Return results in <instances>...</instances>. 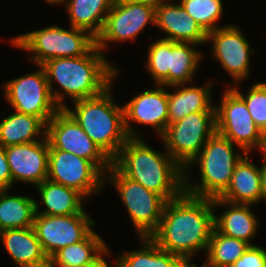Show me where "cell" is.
Returning <instances> with one entry per match:
<instances>
[{"instance_id":"cell-30","label":"cell","mask_w":266,"mask_h":267,"mask_svg":"<svg viewBox=\"0 0 266 267\" xmlns=\"http://www.w3.org/2000/svg\"><path fill=\"white\" fill-rule=\"evenodd\" d=\"M249 246L247 242L228 237L214 228L206 252V261L200 267H230Z\"/></svg>"},{"instance_id":"cell-22","label":"cell","mask_w":266,"mask_h":267,"mask_svg":"<svg viewBox=\"0 0 266 267\" xmlns=\"http://www.w3.org/2000/svg\"><path fill=\"white\" fill-rule=\"evenodd\" d=\"M189 85L181 84L167 87L174 91L168 92V125L193 112L215 111V105L212 103V92H214L215 84L208 81L204 84L205 86L201 87L192 86V83Z\"/></svg>"},{"instance_id":"cell-12","label":"cell","mask_w":266,"mask_h":267,"mask_svg":"<svg viewBox=\"0 0 266 267\" xmlns=\"http://www.w3.org/2000/svg\"><path fill=\"white\" fill-rule=\"evenodd\" d=\"M242 30L238 25L227 24L207 34V43L212 44L210 56H213L220 67L230 75V78H233L231 85L229 82L226 83L229 87L246 81L251 73V57L255 50L251 48Z\"/></svg>"},{"instance_id":"cell-27","label":"cell","mask_w":266,"mask_h":267,"mask_svg":"<svg viewBox=\"0 0 266 267\" xmlns=\"http://www.w3.org/2000/svg\"><path fill=\"white\" fill-rule=\"evenodd\" d=\"M107 248L103 237L92 230L82 241L57 251L49 259V267H81L95 261Z\"/></svg>"},{"instance_id":"cell-11","label":"cell","mask_w":266,"mask_h":267,"mask_svg":"<svg viewBox=\"0 0 266 267\" xmlns=\"http://www.w3.org/2000/svg\"><path fill=\"white\" fill-rule=\"evenodd\" d=\"M49 150H62L91 161L104 175L112 160L86 135L65 110L60 109L46 124Z\"/></svg>"},{"instance_id":"cell-19","label":"cell","mask_w":266,"mask_h":267,"mask_svg":"<svg viewBox=\"0 0 266 267\" xmlns=\"http://www.w3.org/2000/svg\"><path fill=\"white\" fill-rule=\"evenodd\" d=\"M226 206V207H225ZM251 204H234L224 201L220 198H213L214 209L224 207L222 213L218 216L214 215V228L232 238L247 242L250 246L254 237L259 230V218L251 210ZM251 207V208H250Z\"/></svg>"},{"instance_id":"cell-15","label":"cell","mask_w":266,"mask_h":267,"mask_svg":"<svg viewBox=\"0 0 266 267\" xmlns=\"http://www.w3.org/2000/svg\"><path fill=\"white\" fill-rule=\"evenodd\" d=\"M96 226L84 209L81 213L51 216L35 213L33 229L42 249L50 259L57 251L82 241Z\"/></svg>"},{"instance_id":"cell-24","label":"cell","mask_w":266,"mask_h":267,"mask_svg":"<svg viewBox=\"0 0 266 267\" xmlns=\"http://www.w3.org/2000/svg\"><path fill=\"white\" fill-rule=\"evenodd\" d=\"M45 137L46 124L39 117L14 111L0 120L1 147L31 143Z\"/></svg>"},{"instance_id":"cell-40","label":"cell","mask_w":266,"mask_h":267,"mask_svg":"<svg viewBox=\"0 0 266 267\" xmlns=\"http://www.w3.org/2000/svg\"><path fill=\"white\" fill-rule=\"evenodd\" d=\"M44 2H46L47 4H49V5H57V4H64L65 2H66V0H44Z\"/></svg>"},{"instance_id":"cell-38","label":"cell","mask_w":266,"mask_h":267,"mask_svg":"<svg viewBox=\"0 0 266 267\" xmlns=\"http://www.w3.org/2000/svg\"><path fill=\"white\" fill-rule=\"evenodd\" d=\"M163 0H114L116 3H145L157 6Z\"/></svg>"},{"instance_id":"cell-7","label":"cell","mask_w":266,"mask_h":267,"mask_svg":"<svg viewBox=\"0 0 266 267\" xmlns=\"http://www.w3.org/2000/svg\"><path fill=\"white\" fill-rule=\"evenodd\" d=\"M112 184L128 212L136 235L150 237L158 228L166 201L140 183L124 176L113 164L105 173V184Z\"/></svg>"},{"instance_id":"cell-26","label":"cell","mask_w":266,"mask_h":267,"mask_svg":"<svg viewBox=\"0 0 266 267\" xmlns=\"http://www.w3.org/2000/svg\"><path fill=\"white\" fill-rule=\"evenodd\" d=\"M139 250L118 253V267H192L183 258L158 247L149 237L139 238Z\"/></svg>"},{"instance_id":"cell-25","label":"cell","mask_w":266,"mask_h":267,"mask_svg":"<svg viewBox=\"0 0 266 267\" xmlns=\"http://www.w3.org/2000/svg\"><path fill=\"white\" fill-rule=\"evenodd\" d=\"M113 3L114 0H66L63 6L71 27L88 31L96 38Z\"/></svg>"},{"instance_id":"cell-21","label":"cell","mask_w":266,"mask_h":267,"mask_svg":"<svg viewBox=\"0 0 266 267\" xmlns=\"http://www.w3.org/2000/svg\"><path fill=\"white\" fill-rule=\"evenodd\" d=\"M249 157L246 153L236 164L229 186L218 198L234 204L256 205L264 201L260 166Z\"/></svg>"},{"instance_id":"cell-37","label":"cell","mask_w":266,"mask_h":267,"mask_svg":"<svg viewBox=\"0 0 266 267\" xmlns=\"http://www.w3.org/2000/svg\"><path fill=\"white\" fill-rule=\"evenodd\" d=\"M260 175H261V184H262V192L263 199L266 201V162H261L260 164Z\"/></svg>"},{"instance_id":"cell-3","label":"cell","mask_w":266,"mask_h":267,"mask_svg":"<svg viewBox=\"0 0 266 267\" xmlns=\"http://www.w3.org/2000/svg\"><path fill=\"white\" fill-rule=\"evenodd\" d=\"M112 164L166 202L184 192V169L166 150L164 153L155 150L143 137L129 138Z\"/></svg>"},{"instance_id":"cell-1","label":"cell","mask_w":266,"mask_h":267,"mask_svg":"<svg viewBox=\"0 0 266 267\" xmlns=\"http://www.w3.org/2000/svg\"><path fill=\"white\" fill-rule=\"evenodd\" d=\"M215 214L213 199L183 192L165 203L160 224L149 238L196 267L193 258L199 251L207 252Z\"/></svg>"},{"instance_id":"cell-9","label":"cell","mask_w":266,"mask_h":267,"mask_svg":"<svg viewBox=\"0 0 266 267\" xmlns=\"http://www.w3.org/2000/svg\"><path fill=\"white\" fill-rule=\"evenodd\" d=\"M19 76L2 84L4 99L12 111L39 117L47 124L60 110L54 102L44 68Z\"/></svg>"},{"instance_id":"cell-17","label":"cell","mask_w":266,"mask_h":267,"mask_svg":"<svg viewBox=\"0 0 266 267\" xmlns=\"http://www.w3.org/2000/svg\"><path fill=\"white\" fill-rule=\"evenodd\" d=\"M5 151L13 185L22 182L36 187L47 179L49 142L46 137L31 143L7 146Z\"/></svg>"},{"instance_id":"cell-5","label":"cell","mask_w":266,"mask_h":267,"mask_svg":"<svg viewBox=\"0 0 266 267\" xmlns=\"http://www.w3.org/2000/svg\"><path fill=\"white\" fill-rule=\"evenodd\" d=\"M235 149V144L217 132L210 137L200 153L184 169V192L196 197H219L229 186L236 164L246 154L244 150L234 152ZM194 166H198L200 172L196 183L190 175Z\"/></svg>"},{"instance_id":"cell-39","label":"cell","mask_w":266,"mask_h":267,"mask_svg":"<svg viewBox=\"0 0 266 267\" xmlns=\"http://www.w3.org/2000/svg\"><path fill=\"white\" fill-rule=\"evenodd\" d=\"M260 153H261V156H262V161L263 162H266V139H262V144H261V147L260 149L258 150Z\"/></svg>"},{"instance_id":"cell-29","label":"cell","mask_w":266,"mask_h":267,"mask_svg":"<svg viewBox=\"0 0 266 267\" xmlns=\"http://www.w3.org/2000/svg\"><path fill=\"white\" fill-rule=\"evenodd\" d=\"M9 192L10 189L0 191V232L33 227L36 200L29 195H11Z\"/></svg>"},{"instance_id":"cell-16","label":"cell","mask_w":266,"mask_h":267,"mask_svg":"<svg viewBox=\"0 0 266 267\" xmlns=\"http://www.w3.org/2000/svg\"><path fill=\"white\" fill-rule=\"evenodd\" d=\"M166 89V86L156 84L154 89L139 92L123 106L125 129L129 138H141L142 135L133 128L132 122L154 128L159 137L164 134L169 111Z\"/></svg>"},{"instance_id":"cell-20","label":"cell","mask_w":266,"mask_h":267,"mask_svg":"<svg viewBox=\"0 0 266 267\" xmlns=\"http://www.w3.org/2000/svg\"><path fill=\"white\" fill-rule=\"evenodd\" d=\"M0 242L16 267H49V258L33 227L3 230Z\"/></svg>"},{"instance_id":"cell-34","label":"cell","mask_w":266,"mask_h":267,"mask_svg":"<svg viewBox=\"0 0 266 267\" xmlns=\"http://www.w3.org/2000/svg\"><path fill=\"white\" fill-rule=\"evenodd\" d=\"M230 267H266V249L261 245H252Z\"/></svg>"},{"instance_id":"cell-6","label":"cell","mask_w":266,"mask_h":267,"mask_svg":"<svg viewBox=\"0 0 266 267\" xmlns=\"http://www.w3.org/2000/svg\"><path fill=\"white\" fill-rule=\"evenodd\" d=\"M8 42L30 52L29 60L38 66L50 59L84 56L96 45V38L83 29L52 25L13 36Z\"/></svg>"},{"instance_id":"cell-35","label":"cell","mask_w":266,"mask_h":267,"mask_svg":"<svg viewBox=\"0 0 266 267\" xmlns=\"http://www.w3.org/2000/svg\"><path fill=\"white\" fill-rule=\"evenodd\" d=\"M13 186L12 173L7 161L6 151L0 146V188L11 189Z\"/></svg>"},{"instance_id":"cell-31","label":"cell","mask_w":266,"mask_h":267,"mask_svg":"<svg viewBox=\"0 0 266 267\" xmlns=\"http://www.w3.org/2000/svg\"><path fill=\"white\" fill-rule=\"evenodd\" d=\"M186 12L208 33L227 25H218L224 11L223 0H180Z\"/></svg>"},{"instance_id":"cell-18","label":"cell","mask_w":266,"mask_h":267,"mask_svg":"<svg viewBox=\"0 0 266 267\" xmlns=\"http://www.w3.org/2000/svg\"><path fill=\"white\" fill-rule=\"evenodd\" d=\"M173 42L207 44V32L182 7L179 1L163 0L155 8V26Z\"/></svg>"},{"instance_id":"cell-32","label":"cell","mask_w":266,"mask_h":267,"mask_svg":"<svg viewBox=\"0 0 266 267\" xmlns=\"http://www.w3.org/2000/svg\"><path fill=\"white\" fill-rule=\"evenodd\" d=\"M145 68L154 84L169 86L170 40L156 39L147 50Z\"/></svg>"},{"instance_id":"cell-13","label":"cell","mask_w":266,"mask_h":267,"mask_svg":"<svg viewBox=\"0 0 266 267\" xmlns=\"http://www.w3.org/2000/svg\"><path fill=\"white\" fill-rule=\"evenodd\" d=\"M47 179L77 190L86 200L105 186V175L91 161L62 150H49Z\"/></svg>"},{"instance_id":"cell-8","label":"cell","mask_w":266,"mask_h":267,"mask_svg":"<svg viewBox=\"0 0 266 267\" xmlns=\"http://www.w3.org/2000/svg\"><path fill=\"white\" fill-rule=\"evenodd\" d=\"M216 133V111H197L171 123L161 136L168 154L185 169Z\"/></svg>"},{"instance_id":"cell-28","label":"cell","mask_w":266,"mask_h":267,"mask_svg":"<svg viewBox=\"0 0 266 267\" xmlns=\"http://www.w3.org/2000/svg\"><path fill=\"white\" fill-rule=\"evenodd\" d=\"M190 42H173L170 40L169 86L190 84L202 62L203 53Z\"/></svg>"},{"instance_id":"cell-36","label":"cell","mask_w":266,"mask_h":267,"mask_svg":"<svg viewBox=\"0 0 266 267\" xmlns=\"http://www.w3.org/2000/svg\"><path fill=\"white\" fill-rule=\"evenodd\" d=\"M109 248L110 247H108L95 261L81 267H110L109 262L105 260L108 255L111 256L110 254H112ZM111 267H118V261L115 260V263L112 264Z\"/></svg>"},{"instance_id":"cell-14","label":"cell","mask_w":266,"mask_h":267,"mask_svg":"<svg viewBox=\"0 0 266 267\" xmlns=\"http://www.w3.org/2000/svg\"><path fill=\"white\" fill-rule=\"evenodd\" d=\"M155 8L145 3L114 2L96 37V46L104 53L111 43L135 41L148 24L155 26Z\"/></svg>"},{"instance_id":"cell-2","label":"cell","mask_w":266,"mask_h":267,"mask_svg":"<svg viewBox=\"0 0 266 267\" xmlns=\"http://www.w3.org/2000/svg\"><path fill=\"white\" fill-rule=\"evenodd\" d=\"M41 66L51 96L60 109L67 106L66 96L72 102L98 96L121 75L120 69L96 45L84 56L50 59ZM55 82L61 90L54 87Z\"/></svg>"},{"instance_id":"cell-10","label":"cell","mask_w":266,"mask_h":267,"mask_svg":"<svg viewBox=\"0 0 266 267\" xmlns=\"http://www.w3.org/2000/svg\"><path fill=\"white\" fill-rule=\"evenodd\" d=\"M220 103L215 105L216 132L246 153L259 150L261 130L257 127L244 99L232 88H223Z\"/></svg>"},{"instance_id":"cell-41","label":"cell","mask_w":266,"mask_h":267,"mask_svg":"<svg viewBox=\"0 0 266 267\" xmlns=\"http://www.w3.org/2000/svg\"><path fill=\"white\" fill-rule=\"evenodd\" d=\"M261 138L262 139H266V125L261 130Z\"/></svg>"},{"instance_id":"cell-4","label":"cell","mask_w":266,"mask_h":267,"mask_svg":"<svg viewBox=\"0 0 266 267\" xmlns=\"http://www.w3.org/2000/svg\"><path fill=\"white\" fill-rule=\"evenodd\" d=\"M113 85L98 96L74 101L72 109L68 105L64 108L112 161L129 139L124 108L112 96Z\"/></svg>"},{"instance_id":"cell-33","label":"cell","mask_w":266,"mask_h":267,"mask_svg":"<svg viewBox=\"0 0 266 267\" xmlns=\"http://www.w3.org/2000/svg\"><path fill=\"white\" fill-rule=\"evenodd\" d=\"M239 84L231 86L245 101L247 109L257 127L262 130L266 125V83L257 82L251 85L247 94L240 91Z\"/></svg>"},{"instance_id":"cell-23","label":"cell","mask_w":266,"mask_h":267,"mask_svg":"<svg viewBox=\"0 0 266 267\" xmlns=\"http://www.w3.org/2000/svg\"><path fill=\"white\" fill-rule=\"evenodd\" d=\"M44 210L40 211L41 204L35 201V212L37 214L51 216H66L81 213L84 210L86 198L77 190L64 185L54 183L48 179L36 186ZM86 201H85V200Z\"/></svg>"}]
</instances>
